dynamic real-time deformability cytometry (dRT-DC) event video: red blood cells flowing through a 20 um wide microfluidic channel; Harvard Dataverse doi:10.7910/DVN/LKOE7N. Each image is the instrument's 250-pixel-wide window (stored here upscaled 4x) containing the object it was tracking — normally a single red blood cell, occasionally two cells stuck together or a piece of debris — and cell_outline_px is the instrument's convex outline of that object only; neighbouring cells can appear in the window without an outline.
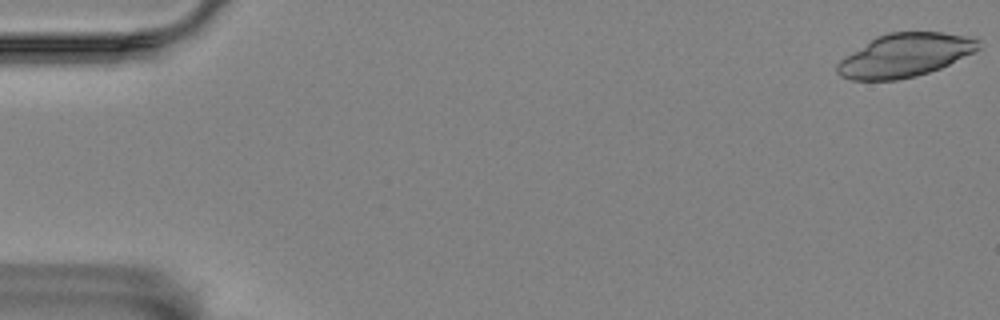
{"species": "Egyptian fruit bat (a non-hibernating species)", "species_latin": "Rousettus aegyptiacus", "temperature_condition": "room temperature", "stored_images_in_passage": 7, "camera_frame_rate_fps": 3000, "um_per_image_px": 0.085, "animal": {"sex": "female"}, "frame": {"image": 1, "passage_image": 1, "time_ms": 0.0, "image_size_px": [1000, 320], "cell_outline_px": [[980, 48], [940, 68], [916, 76], [896, 80], [852, 80], [840, 76], [836, 72], [836, 64], [844, 56], [876, 36], [888, 32], [944, 32], [964, 36], [980, 40]], "centroid_in_image_um": [76.86, 4.7], "position_along_channel_um": 8.1, "area_um2": 35.55}}